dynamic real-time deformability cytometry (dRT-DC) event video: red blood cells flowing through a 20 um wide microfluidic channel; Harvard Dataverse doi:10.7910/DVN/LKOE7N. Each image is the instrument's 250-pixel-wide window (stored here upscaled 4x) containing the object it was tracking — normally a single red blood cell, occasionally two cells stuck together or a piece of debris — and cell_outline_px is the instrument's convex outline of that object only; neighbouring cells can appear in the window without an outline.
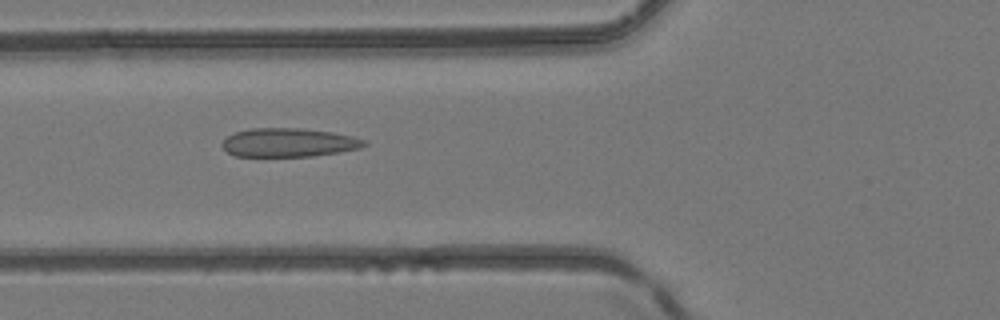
{"species": "common noctule bat (a hibernating species)", "species_latin": "Nyctalus noctula", "temperature_condition": "room temperature", "stored_images_in_passage": 12, "camera_frame_rate_fps": 3000, "um_per_image_px": 0.085, "animal": {"sex": "female", "body_mass_g": 24.6, "forearm_length_mm": 56.2}, "frame": {"image": 1, "passage_image": 7, "time_ms": 2.0, "image_size_px": [1000, 320], "cell_outline_px": [[368, 144], [360, 148], [340, 152], [312, 156], [236, 156], [228, 152], [220, 144], [228, 136], [236, 132], [248, 128], [300, 128], [332, 132], [352, 136], [368, 140]], "centroid_in_image_um": [24.57, 12.11], "position_along_channel_um": 101.2, "area_um2": 23.81}}
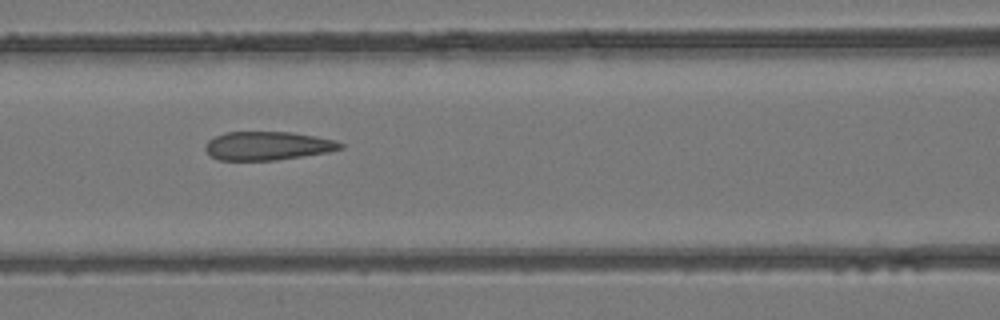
{"frame": {"image": 2, "passage_image": 10, "time_ms": 3.0, "image_size_px": [1000, 320], "cell_outline_px": [[344, 148], [328, 152], [276, 160], [220, 160], [212, 156], [204, 148], [204, 144], [208, 140], [224, 132], [292, 132], [316, 136], [336, 140], [344, 144]], "centroid_in_image_um": [22.77, 12.39], "position_along_channel_um": 143.8, "area_um2": 22.54}}